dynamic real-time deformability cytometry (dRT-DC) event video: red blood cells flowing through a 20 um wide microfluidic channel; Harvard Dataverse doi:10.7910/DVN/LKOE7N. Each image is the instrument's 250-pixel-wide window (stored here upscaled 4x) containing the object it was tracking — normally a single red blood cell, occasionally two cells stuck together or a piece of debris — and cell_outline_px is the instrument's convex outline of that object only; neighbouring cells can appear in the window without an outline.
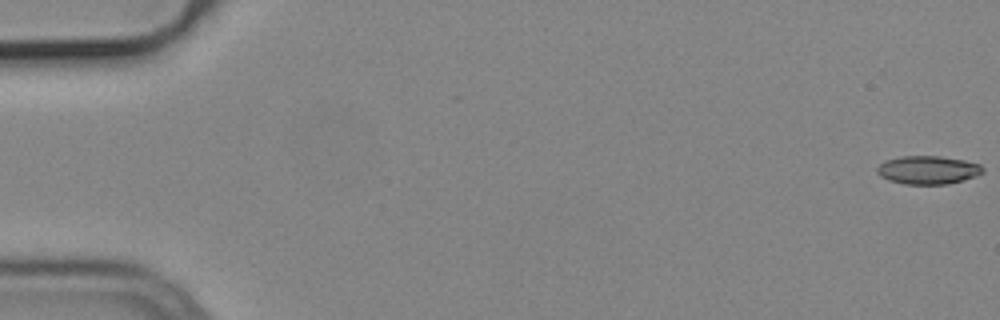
{"species": "common noctule bat (a hibernating species)", "species_latin": "Nyctalus noctula", "temperature_condition": "cold", "stored_images_in_passage": 55, "camera_frame_rate_fps": 3000, "um_per_image_px": 0.085, "animal": {"sex": "male", "body_mass_g": 19.2, "forearm_length_mm": 51.8}, "frame": {"image": 1, "passage_image": 1, "time_ms": 0.0, "image_size_px": [1000, 320], "cell_outline_px": [[984, 172], [976, 176], [964, 180], [948, 184], [904, 184], [888, 180], [880, 176], [876, 172], [876, 168], [884, 160], [900, 156], [940, 156], [964, 160], [980, 164], [984, 168]], "centroid_in_image_um": [78.87, 14.44], "position_along_channel_um": 6.1, "area_um2": 17.63}}
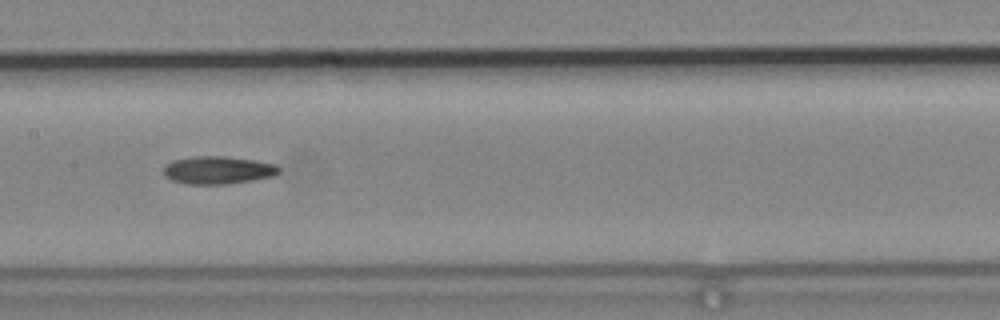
{"frame": {"image": 2, "passage_image": 28, "time_ms": 9.0, "image_size_px": [1000, 320], "cell_outline_px": [[280, 172], [272, 176], [252, 180], [224, 184], [188, 184], [172, 180], [164, 176], [164, 164], [172, 160], [192, 156], [224, 156], [256, 160], [276, 164], [280, 168]], "centroid_in_image_um": [18.5, 14.44], "position_along_channel_um": 188.9, "area_um2": 18.79}}
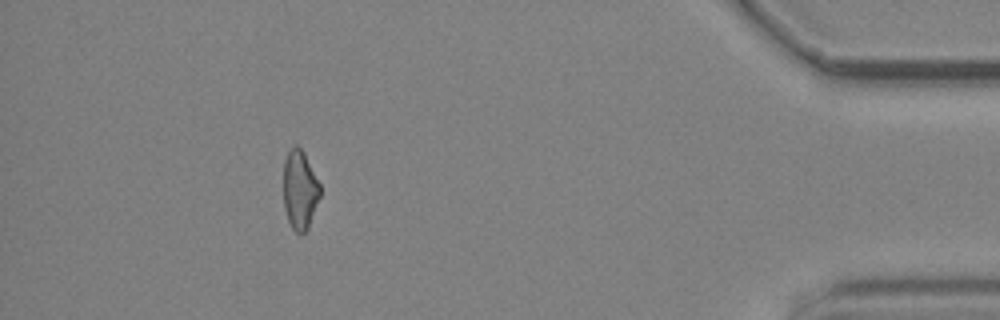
{"frame": {"image": 3, "passage_image": 50, "time_ms": 16.333, "image_size_px": [1000, 320], "cell_outline_px": [[320, 196], [308, 228], [304, 232], [296, 232], [292, 228], [288, 220], [284, 208], [284, 160], [288, 152], [296, 144], [304, 152], [320, 184]], "centroid_in_image_um": [25.49, 16.13], "position_along_channel_um": 409.7, "area_um2": 16.7}}